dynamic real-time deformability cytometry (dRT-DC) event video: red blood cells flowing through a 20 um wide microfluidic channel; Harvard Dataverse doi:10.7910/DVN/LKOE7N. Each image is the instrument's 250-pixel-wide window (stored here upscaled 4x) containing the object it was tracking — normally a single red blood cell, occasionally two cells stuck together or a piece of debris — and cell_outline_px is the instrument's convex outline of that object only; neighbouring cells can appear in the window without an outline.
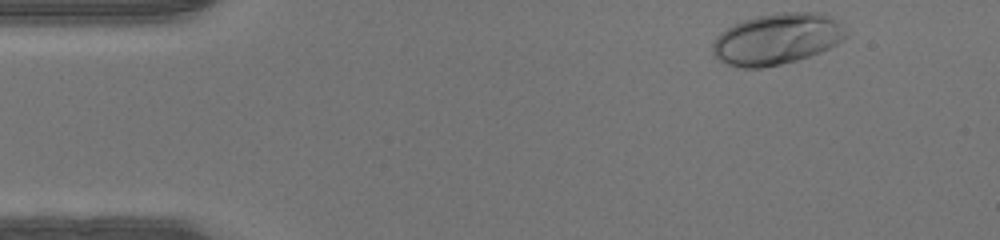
{"species": "human", "species_latin": "Homo sapiens", "temperature_condition": "warm", "stored_images_in_passage": 37, "camera_frame_rate_fps": 3000, "um_per_image_px": 0.085, "donor": {"sex": "male"}, "frame": {"image": 1, "passage_image": 1, "time_ms": 0.0, "image_size_px": [1000, 240], "cell_outline_px": [[848, 36], [836, 44], [820, 52], [796, 60], [780, 64], [760, 68], [744, 68], [728, 64], [720, 60], [712, 52], [712, 44], [716, 36], [720, 32], [744, 20], [756, 16], [776, 12], [824, 12], [832, 16], [848, 32]], "centroid_in_image_um": [66.06, 3.29], "position_along_channel_um": 18.9, "area_um2": 39.77}}
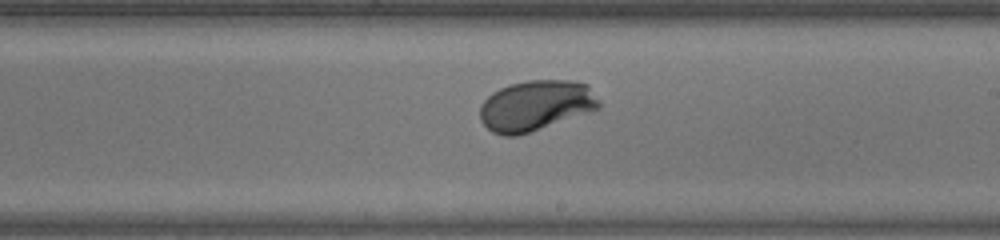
{"frame": {"image": 2, "passage_image": 23, "time_ms": 7.333, "image_size_px": [1000, 240], "cell_outline_px": [[600, 108], [516, 136], [504, 136], [492, 132], [480, 120], [480, 104], [492, 92], [500, 88], [512, 84], [528, 80], [572, 80], [588, 84], [600, 100]], "centroid_in_image_um": [45.54, 8.95], "position_along_channel_um": 243.5, "area_um2": 34.85}}
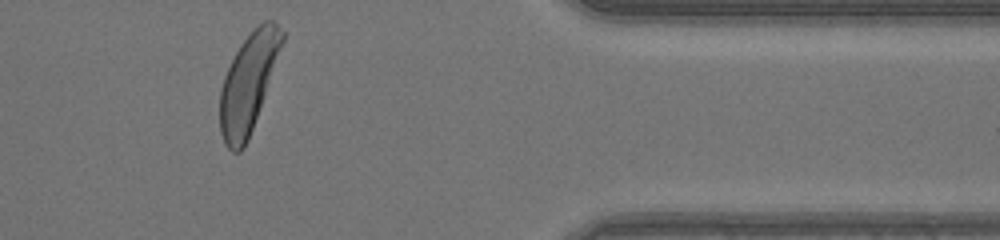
{"frame": {"image": 3, "passage_image": 35, "time_ms": 11.333, "image_size_px": [1000, 240], "cell_outline_px": [[284, 40], [248, 140], [244, 148], [240, 152], [232, 152], [224, 144], [220, 132], [220, 88], [224, 76], [240, 44], [264, 20], [272, 20], [284, 32]], "centroid_in_image_um": [21.08, 7.09], "position_along_channel_um": 390.3, "area_um2": 34.97}}